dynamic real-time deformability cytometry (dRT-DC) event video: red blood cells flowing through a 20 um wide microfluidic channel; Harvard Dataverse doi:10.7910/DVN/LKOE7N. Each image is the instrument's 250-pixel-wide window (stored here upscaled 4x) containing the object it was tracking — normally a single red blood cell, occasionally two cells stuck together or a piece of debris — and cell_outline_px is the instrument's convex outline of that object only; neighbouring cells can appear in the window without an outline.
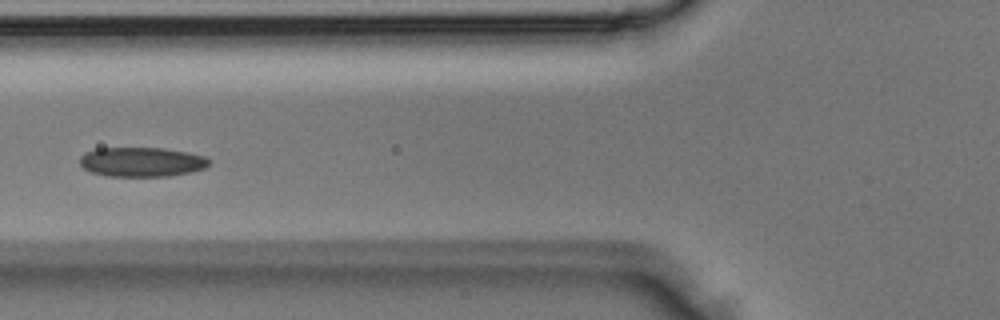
{"species": "Egyptian fruit bat (a non-hibernating species)", "species_latin": "Rousettus aegyptiacus", "temperature_condition": "room temperature", "stored_images_in_passage": 4, "camera_frame_rate_fps": 3000, "um_per_image_px": 0.085, "animal": {"sex": "male"}, "frame": {"image": 1, "passage_image": 4, "time_ms": 1.0, "image_size_px": [1000, 320], "cell_outline_px": [[212, 160], [204, 168], [192, 172], [172, 176], [108, 176], [92, 172], [84, 168], [80, 164], [80, 156], [84, 152], [96, 148], [164, 148], [188, 152], [204, 156]], "centroid_in_image_um": [12.05, 13.76], "position_along_channel_um": 113.7, "area_um2": 22.37}}